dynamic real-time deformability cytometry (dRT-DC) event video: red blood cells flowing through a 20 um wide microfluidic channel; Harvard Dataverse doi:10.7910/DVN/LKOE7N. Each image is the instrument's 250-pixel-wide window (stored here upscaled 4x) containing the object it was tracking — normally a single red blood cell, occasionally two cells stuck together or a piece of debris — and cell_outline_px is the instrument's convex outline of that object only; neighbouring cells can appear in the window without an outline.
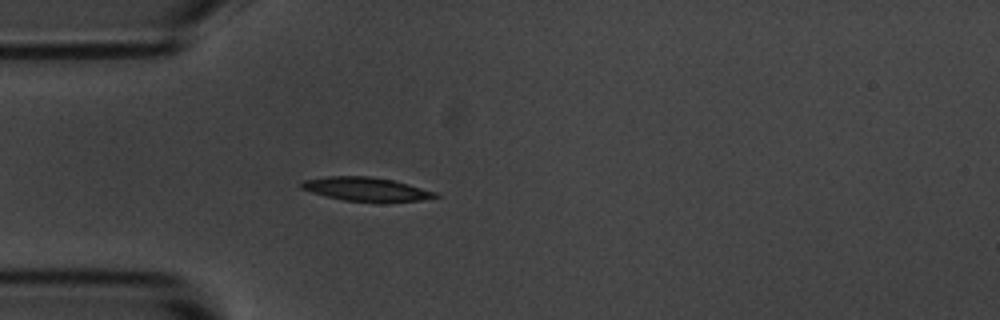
{"species": "common noctule bat (a hibernating species)", "species_latin": "Nyctalus noctula", "temperature_condition": "room temperature", "stored_images_in_passage": 3, "camera_frame_rate_fps": 3000, "um_per_image_px": 0.085, "animal": {"sex": "male", "body_mass_g": 20.1, "forearm_length_mm": 53.5}, "frame": {"image": 1, "passage_image": 3, "time_ms": 2.333, "image_size_px": [1000, 320], "cell_outline_px": [[440, 196], [420, 200], [376, 204], [344, 200], [312, 192], [300, 188], [300, 184], [304, 180], [328, 176], [368, 176], [392, 180], [440, 192]], "centroid_in_image_um": [31.2, 16.11], "position_along_channel_um": 53.8, "area_um2": 18.96}}